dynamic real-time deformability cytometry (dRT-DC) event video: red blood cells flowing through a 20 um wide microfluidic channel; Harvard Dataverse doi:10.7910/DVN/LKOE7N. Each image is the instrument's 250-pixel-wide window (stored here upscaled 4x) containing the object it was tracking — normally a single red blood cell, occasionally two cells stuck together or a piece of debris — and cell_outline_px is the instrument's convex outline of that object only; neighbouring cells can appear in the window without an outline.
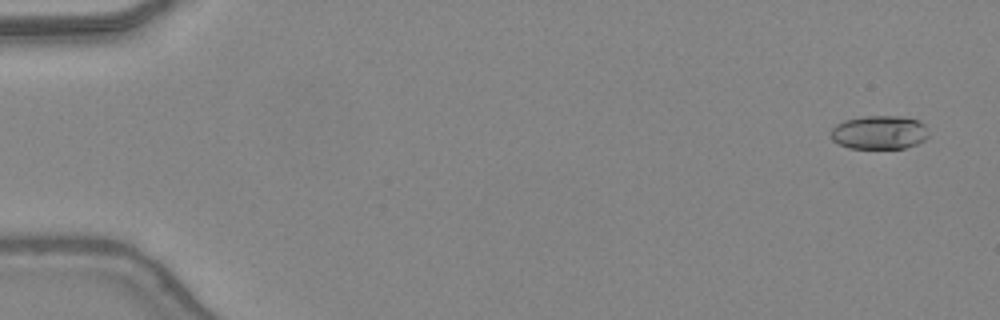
{"species": "common noctule bat (a hibernating species)", "species_latin": "Nyctalus noctula", "temperature_condition": "warm", "stored_images_in_passage": 20, "camera_frame_rate_fps": 3000, "um_per_image_px": 0.085, "animal": {"sex": "female", "body_mass_g": 24.6, "forearm_length_mm": 56.2}, "frame": {"image": 1, "passage_image": 3, "time_ms": 0.667, "image_size_px": [1000, 320], "cell_outline_px": [[928, 136], [924, 140], [916, 144], [904, 148], [848, 148], [832, 140], [832, 128], [836, 124], [844, 120], [864, 116], [900, 116], [916, 120], [924, 124]], "centroid_in_image_um": [74.72, 11.25], "position_along_channel_um": 10.3, "area_um2": 19.02}}
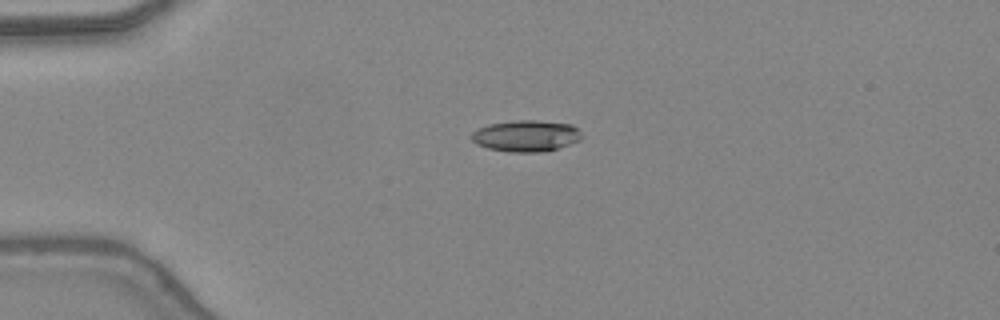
{"frame": {"image": 2, "passage_image": 13, "time_ms": 4.0, "image_size_px": [1000, 320], "cell_outline_px": [[584, 136], [580, 140], [544, 152], [508, 152], [488, 148], [476, 144], [472, 140], [472, 132], [488, 124], [512, 120], [536, 120], [572, 124]], "centroid_in_image_um": [44.72, 11.54], "position_along_channel_um": 40.3, "area_um2": 20.17}}
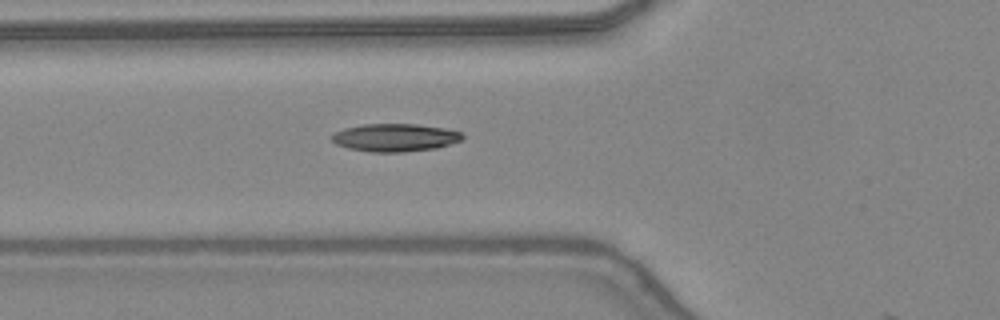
{"frame": {"image": 3, "passage_image": 19, "time_ms": 6.0, "image_size_px": [1000, 320], "cell_outline_px": [[464, 136], [460, 140], [436, 148], [404, 152], [372, 152], [348, 148], [336, 144], [332, 140], [332, 136], [336, 132], [344, 128], [364, 124], [416, 124], [444, 128], [460, 132]], "centroid_in_image_um": [33.56, 11.69], "position_along_channel_um": 92.2, "area_um2": 20.98}}